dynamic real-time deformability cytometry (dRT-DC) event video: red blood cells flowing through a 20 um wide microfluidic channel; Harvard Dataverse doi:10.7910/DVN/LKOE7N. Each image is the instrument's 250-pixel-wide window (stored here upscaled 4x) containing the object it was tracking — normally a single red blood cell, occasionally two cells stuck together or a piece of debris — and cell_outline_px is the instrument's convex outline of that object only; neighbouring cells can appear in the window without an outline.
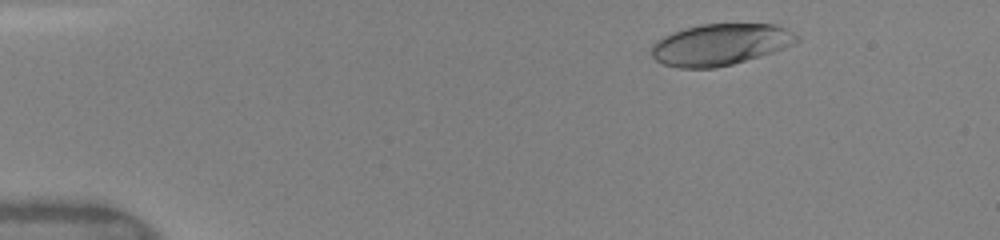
{"species": "human", "species_latin": "Homo sapiens", "temperature_condition": "warm", "stored_images_in_passage": 46, "camera_frame_rate_fps": 3000, "um_per_image_px": 0.085, "donor": {"sex": "female"}, "frame": {"image": 1, "passage_image": 4, "time_ms": 1.0, "image_size_px": [1000, 240], "cell_outline_px": [[800, 40], [792, 44], [772, 52], [760, 56], [732, 64], [716, 68], [680, 68], [664, 64], [656, 60], [652, 56], [652, 44], [656, 40], [664, 36], [684, 28], [700, 24], [776, 24], [800, 36]], "centroid_in_image_um": [61.21, 3.78], "position_along_channel_um": 23.8, "area_um2": 34.97}}
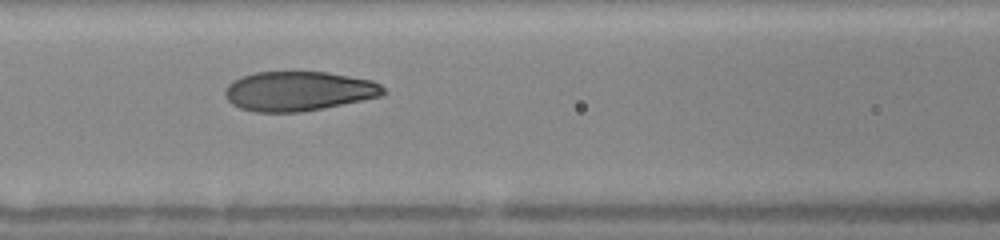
{"frame": {"image": 2, "passage_image": 19, "time_ms": 6.0, "image_size_px": [1000, 240], "cell_outline_px": [[388, 92], [380, 96], [300, 112], [252, 112], [240, 108], [232, 104], [228, 100], [224, 92], [228, 84], [232, 80], [256, 72], [328, 72], [372, 80], [380, 84]], "centroid_in_image_um": [25.35, 7.74], "position_along_channel_um": 141.2, "area_um2": 36.24}}
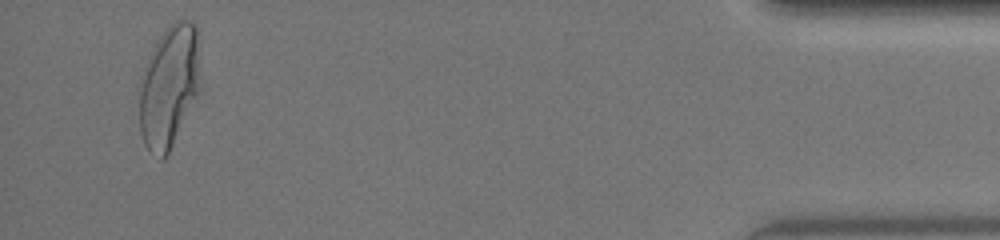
{"frame": {"image": 3, "passage_image": 44, "time_ms": 14.333, "image_size_px": [1000, 240], "cell_outline_px": [[200, 92], [164, 160], [160, 160], [148, 152], [144, 144], [140, 132], [136, 88], [140, 76], [148, 56], [156, 40], [176, 20], [192, 20], [196, 24], [200, 84]], "centroid_in_image_um": [14.31, 7.39], "position_along_channel_um": 420.9, "area_um2": 44.56}, "authors_computed_cell_mechanics": {"area_um2": 37.57, "velocity_mm_per_s": 4.1494, "shape_relaxation_time_tau1_ms": 3.9075, "shape_relaxation_time_tau2_ms": null, "deformation_change_tau1": 0.1981, "deformation_change_tau2": null}}